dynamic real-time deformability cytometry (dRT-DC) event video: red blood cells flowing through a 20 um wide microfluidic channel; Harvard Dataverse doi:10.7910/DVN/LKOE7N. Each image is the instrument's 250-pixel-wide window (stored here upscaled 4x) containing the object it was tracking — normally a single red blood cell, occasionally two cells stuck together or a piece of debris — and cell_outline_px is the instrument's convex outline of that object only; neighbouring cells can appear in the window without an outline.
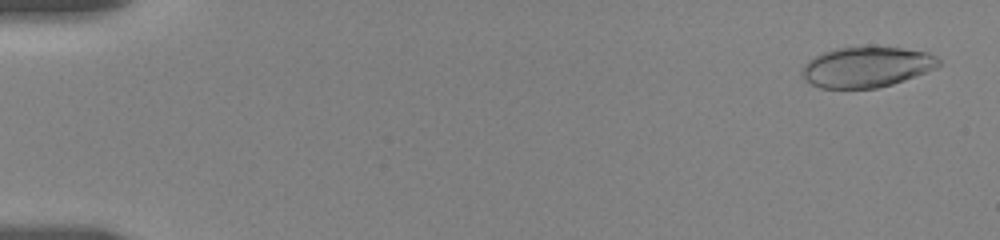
{"species": "human", "species_latin": "Homo sapiens", "temperature_condition": "room temperature", "stored_images_in_passage": 77, "camera_frame_rate_fps": 3000, "um_per_image_px": 0.085, "donor": {"sex": "female"}, "frame": {"image": 1, "passage_image": 2, "time_ms": 0.333, "image_size_px": [1000, 240], "cell_outline_px": [[940, 64], [936, 68], [904, 80], [892, 84], [876, 88], [820, 88], [804, 80], [800, 72], [804, 64], [808, 60], [824, 52], [836, 48], [872, 44], [928, 52], [936, 56], [940, 60]], "centroid_in_image_um": [73.65, 5.66], "position_along_channel_um": 11.4, "area_um2": 32.83}}
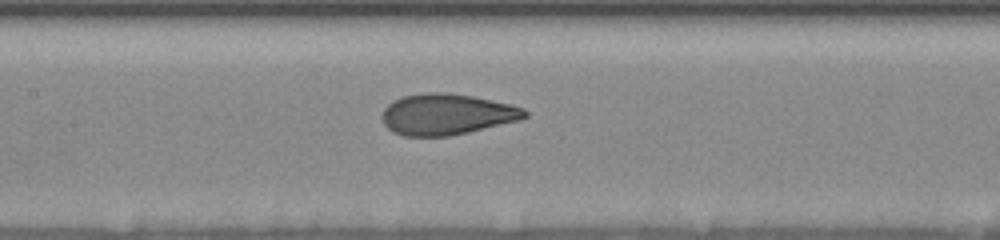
{"frame": {"image": 2, "passage_image": 47, "time_ms": 8.667, "image_size_px": [1000, 240], "cell_outline_px": [[528, 116], [520, 120], [468, 132], [448, 136], [404, 136], [392, 132], [384, 124], [380, 116], [384, 108], [392, 100], [404, 96], [424, 92], [448, 92], [472, 96], [512, 104], [524, 108], [528, 112]], "centroid_in_image_um": [37.96, 9.71], "position_along_channel_um": 169.4, "area_um2": 34.39}}
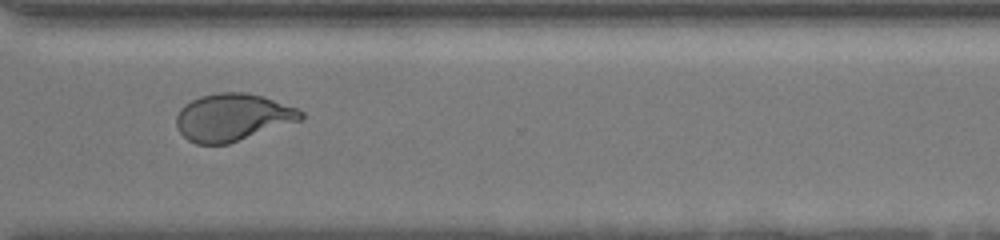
{"frame": {"image": 3, "passage_image": 76, "time_ms": 13.667, "image_size_px": [1000, 240], "cell_outline_px": [[304, 120], [228, 144], [196, 144], [188, 140], [176, 128], [176, 116], [180, 108], [184, 104], [200, 96], [216, 92], [244, 92], [260, 96], [300, 108], [304, 112]], "centroid_in_image_um": [19.79, 9.97], "position_along_channel_um": 350.8, "area_um2": 34.74}}